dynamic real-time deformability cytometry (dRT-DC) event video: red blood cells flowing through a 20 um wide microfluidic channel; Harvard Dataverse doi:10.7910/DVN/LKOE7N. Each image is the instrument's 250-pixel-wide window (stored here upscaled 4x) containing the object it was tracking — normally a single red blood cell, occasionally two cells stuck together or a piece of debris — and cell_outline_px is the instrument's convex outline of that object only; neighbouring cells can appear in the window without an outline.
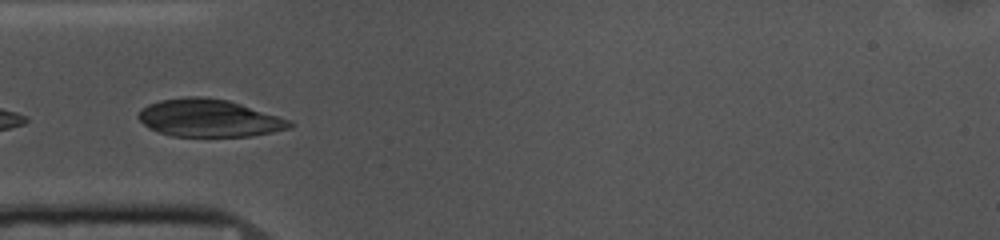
{"species": "common noctule bat (a hibernating species)", "species_latin": "Nyctalus noctula", "temperature_condition": "cold", "stored_images_in_passage": 50, "camera_frame_rate_fps": 3000, "um_per_image_px": 0.085, "animal": {"sex": "female", "body_mass_g": 10.0, "forearm_length_mm": 53.1}, "frame": {"image": 1, "passage_image": 14, "time_ms": 4.333, "image_size_px": [1000, 240], "cell_outline_px": [[292, 128], [252, 136], [172, 136], [148, 128], [136, 116], [148, 104], [160, 100], [184, 96], [204, 96], [228, 100], [292, 120]], "centroid_in_image_um": [17.78, 10.03], "position_along_channel_um": 67.2, "area_um2": 33.12}, "authors_computed_cell_mechanics": {"area_um2": 26.0678, "velocity_mm_per_s": 3.6562, "shape_relaxation_time_tau1_ms": null, "shape_relaxation_time_tau2_ms": 6.0875, "deformation_change_tau1": null, "deformation_change_tau2": 0.0514}}